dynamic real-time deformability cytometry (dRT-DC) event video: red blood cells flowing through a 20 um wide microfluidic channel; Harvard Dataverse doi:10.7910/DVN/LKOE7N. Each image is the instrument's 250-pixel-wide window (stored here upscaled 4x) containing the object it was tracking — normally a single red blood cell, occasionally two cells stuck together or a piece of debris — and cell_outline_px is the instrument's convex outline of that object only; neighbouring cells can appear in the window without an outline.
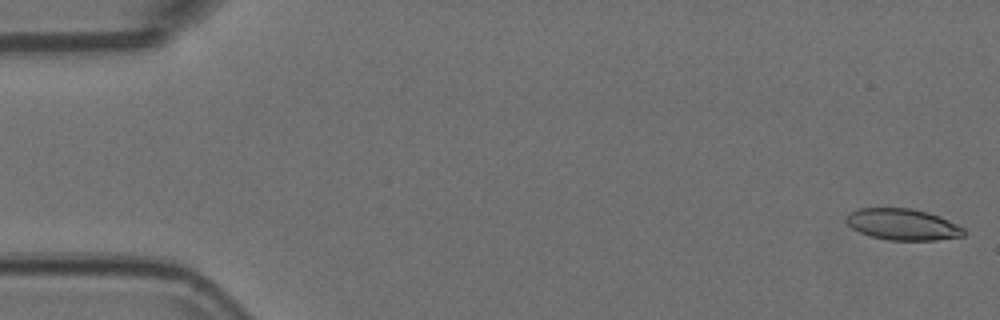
{"species": "Egyptian fruit bat (a non-hibernating species)", "species_latin": "Rousettus aegyptiacus", "temperature_condition": "room temperature", "stored_images_in_passage": 53, "camera_frame_rate_fps": 3000, "um_per_image_px": 0.085, "animal": {"sex": "female"}, "frame": {"image": 1, "passage_image": 1, "time_ms": 0.0, "image_size_px": [1000, 320], "cell_outline_px": [[964, 236], [936, 240], [888, 240], [872, 236], [860, 232], [852, 228], [844, 220], [848, 212], [856, 208], [912, 208], [928, 212], [940, 216], [964, 228]], "centroid_in_image_um": [76.7, 19.06], "position_along_channel_um": 8.3, "area_um2": 21.56}}
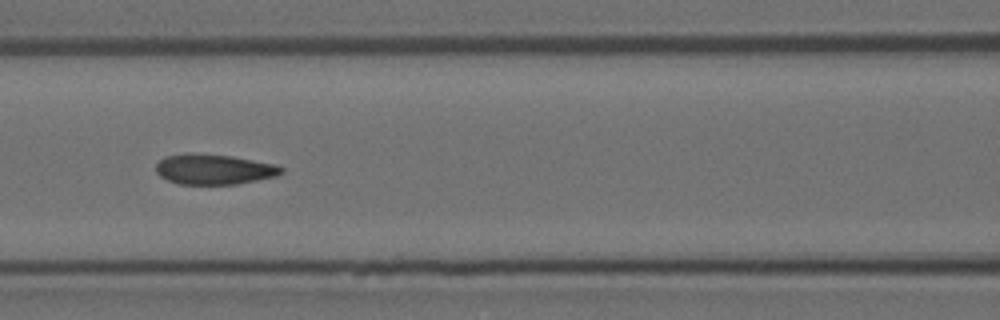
{"frame": {"image": 2, "passage_image": 23, "time_ms": 7.333, "image_size_px": [1000, 320], "cell_outline_px": [[284, 172], [276, 176], [236, 184], [180, 184], [168, 180], [160, 176], [156, 172], [156, 164], [164, 156], [232, 156], [276, 164], [284, 168]], "centroid_in_image_um": [18.25, 14.43], "position_along_channel_um": 148.3, "area_um2": 21.27}}
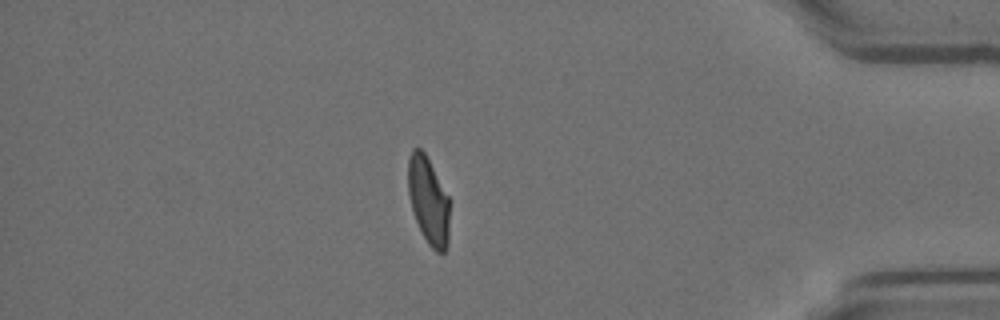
{"frame": {"image": 3, "passage_image": 46, "time_ms": 15.0, "image_size_px": [1000, 320], "cell_outline_px": [[448, 244], [444, 252], [436, 252], [428, 244], [416, 220], [412, 208], [408, 192], [408, 160], [412, 148], [420, 148], [424, 152], [448, 196]], "centroid_in_image_um": [36.4, 17.04], "position_along_channel_um": 398.8, "area_um2": 20.63}}